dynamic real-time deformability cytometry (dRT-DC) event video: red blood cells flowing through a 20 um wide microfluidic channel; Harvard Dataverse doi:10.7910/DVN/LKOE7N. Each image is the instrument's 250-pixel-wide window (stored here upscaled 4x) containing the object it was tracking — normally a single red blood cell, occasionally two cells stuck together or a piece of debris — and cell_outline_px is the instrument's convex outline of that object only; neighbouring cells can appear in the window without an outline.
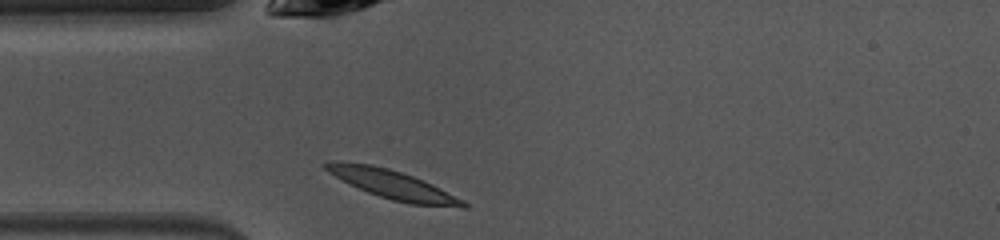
{"species": "common noctule bat (a hibernating species)", "species_latin": "Nyctalus noctula", "temperature_condition": "warm", "stored_images_in_passage": 32, "camera_frame_rate_fps": 3000, "um_per_image_px": 0.085, "animal": {"sex": "female", "body_mass_g": 10.0, "forearm_length_mm": 53.1}, "frame": {"image": 1, "passage_image": 1, "time_ms": 0.0, "image_size_px": [1000, 240], "cell_outline_px": [[468, 208], [460, 208], [412, 204], [392, 200], [368, 192], [328, 172], [320, 164], [328, 160], [340, 160], [372, 164], [388, 168], [412, 176], [432, 184], [464, 200], [468, 204]], "centroid_in_image_um": [33.37, 15.67], "position_along_channel_um": 51.6, "area_um2": 23.0}}
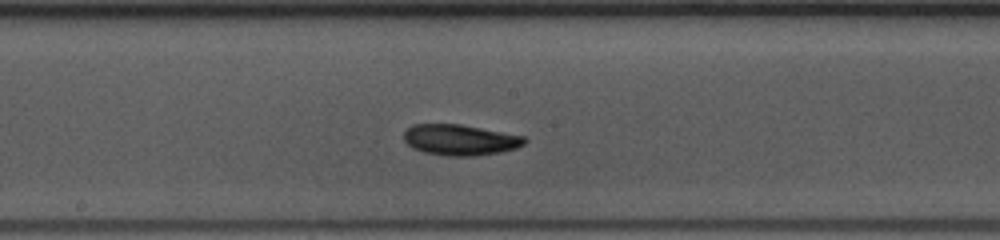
{"frame": {"image": 2, "passage_image": 13, "time_ms": 4.0, "image_size_px": [1000, 240], "cell_outline_px": [[528, 140], [524, 144], [516, 148], [500, 152], [472, 156], [444, 156], [424, 152], [412, 148], [404, 140], [404, 132], [412, 124], [460, 124], [524, 136]], "centroid_in_image_um": [39.09, 11.89], "position_along_channel_um": 209.1, "area_um2": 21.68}}
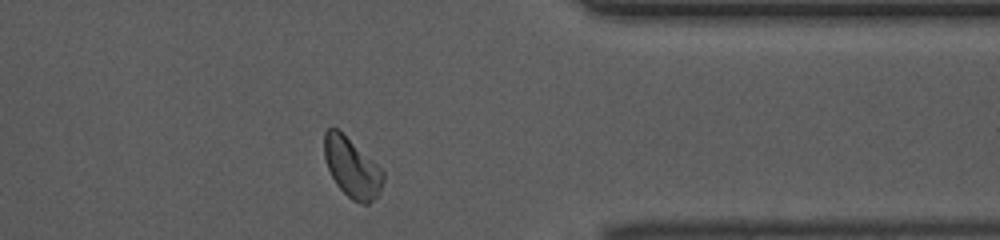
{"frame": {"image": 3, "passage_image": 27, "time_ms": 8.667, "image_size_px": [1000, 240], "cell_outline_px": [[384, 180], [380, 192], [368, 204], [360, 204], [352, 200], [336, 184], [328, 168], [324, 156], [324, 132], [328, 128], [336, 128], [372, 160], [384, 172]], "centroid_in_image_um": [29.91, 14.28], "position_along_channel_um": 381.5, "area_um2": 20.06}, "authors_computed_cell_mechanics": {"area_um2": 20.7791, "velocity_mm_per_s": 4.0042, "shape_relaxation_time_tau1_ms": 4.2436, "shape_relaxation_time_tau2_ms": 7.3775, "deformation_change_tau1": 0.1271, "deformation_change_tau2": 0.1324}}